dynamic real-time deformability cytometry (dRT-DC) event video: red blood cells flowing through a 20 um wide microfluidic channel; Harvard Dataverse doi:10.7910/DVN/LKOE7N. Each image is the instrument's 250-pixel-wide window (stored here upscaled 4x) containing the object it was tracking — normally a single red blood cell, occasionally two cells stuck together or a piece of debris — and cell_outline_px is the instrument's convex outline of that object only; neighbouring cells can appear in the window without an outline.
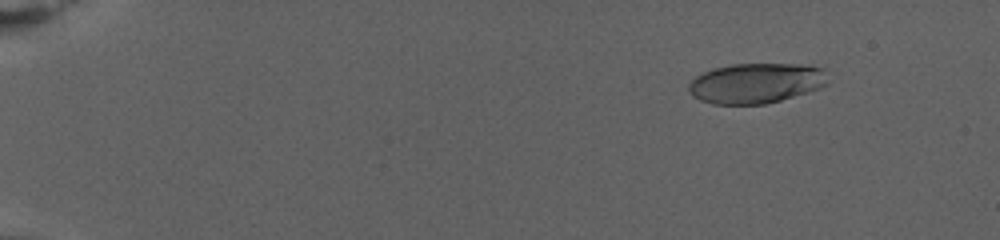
{"species": "human", "species_latin": "Homo sapiens", "temperature_condition": "warm", "stored_images_in_passage": 81, "camera_frame_rate_fps": 3000, "um_per_image_px": 0.085, "donor": {"sex": "female"}, "frame": {"image": 1, "passage_image": 11, "time_ms": 3.333, "image_size_px": [1000, 240], "cell_outline_px": [[824, 84], [816, 88], [780, 100], [764, 104], [712, 104], [700, 100], [688, 88], [688, 84], [696, 76], [704, 72], [716, 68], [732, 64], [792, 64], [820, 68]], "centroid_in_image_um": [64.13, 7.07], "position_along_channel_um": 20.9, "area_um2": 31.39}}
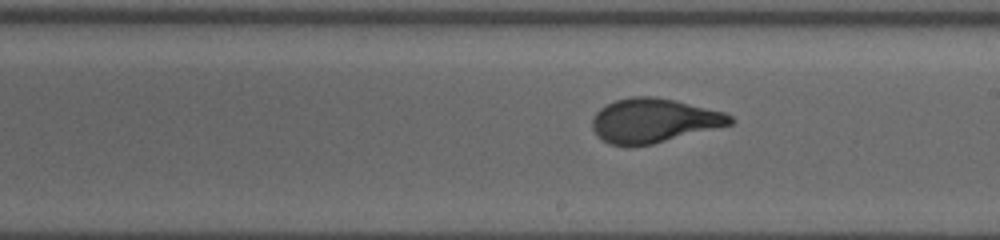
{"frame": {"image": 2, "passage_image": 50, "time_ms": 16.333, "image_size_px": [1000, 240], "cell_outline_px": [[736, 120], [732, 124], [652, 144], [632, 148], [628, 148], [608, 144], [596, 136], [592, 128], [592, 120], [596, 112], [600, 108], [616, 100], [632, 96], [652, 96], [676, 100], [724, 112], [732, 116]], "centroid_in_image_um": [55.53, 10.27], "position_along_channel_um": 233.5, "area_um2": 35.89}}
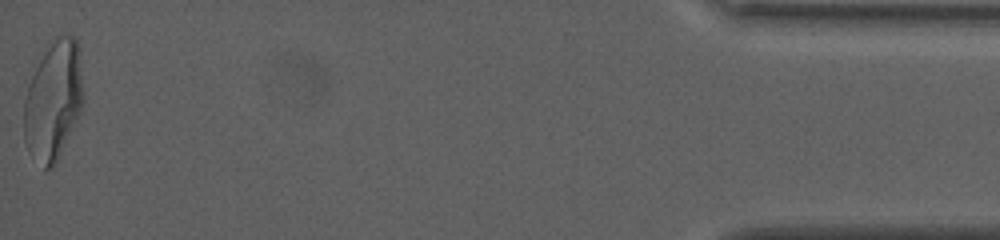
{"frame": {"image": 3, "passage_image": 81, "time_ms": 26.667, "image_size_px": [1000, 240], "cell_outline_px": [[80, 112], [52, 168], [44, 168], [28, 148], [24, 140], [24, 100], [28, 84], [44, 52], [56, 36], [72, 36], [76, 40], [80, 76]], "centroid_in_image_um": [4.47, 8.55], "position_along_channel_um": 430.7, "area_um2": 39.19}, "authors_computed_cell_mechanics": {"area_um2": 35.0268, "velocity_mm_per_s": 2.7003, "shape_relaxation_time_tau1_ms": 6.1969, "shape_relaxation_time_tau2_ms": null, "deformation_change_tau1": 0.2513, "deformation_change_tau2": null}}